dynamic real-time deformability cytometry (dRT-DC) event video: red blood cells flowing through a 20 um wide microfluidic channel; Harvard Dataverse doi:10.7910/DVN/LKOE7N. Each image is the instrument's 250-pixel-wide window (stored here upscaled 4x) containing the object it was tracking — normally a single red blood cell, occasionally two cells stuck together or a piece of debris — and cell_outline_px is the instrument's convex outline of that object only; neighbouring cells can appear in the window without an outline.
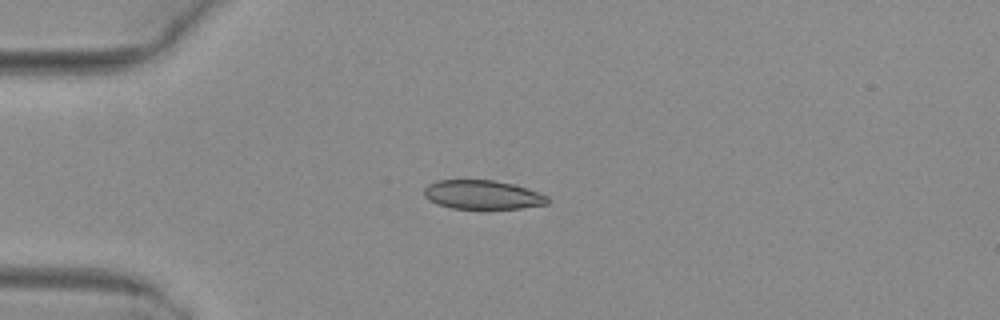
{"species": "common noctule bat (a hibernating species)", "species_latin": "Nyctalus noctula", "temperature_condition": "warm", "stored_images_in_passage": 6, "camera_frame_rate_fps": 3000, "um_per_image_px": 0.085, "animal": {"sex": "female", "body_mass_g": 29.2, "forearm_length_mm": 56.3}, "frame": {"image": 1, "passage_image": 4, "time_ms": 1.0, "image_size_px": [1000, 320], "cell_outline_px": [[548, 204], [520, 208], [452, 208], [436, 204], [428, 200], [424, 196], [424, 188], [428, 184], [436, 180], [492, 180], [516, 184], [540, 192], [548, 196]], "centroid_in_image_um": [41.01, 16.54], "position_along_channel_um": 44.0, "area_um2": 20.98}}
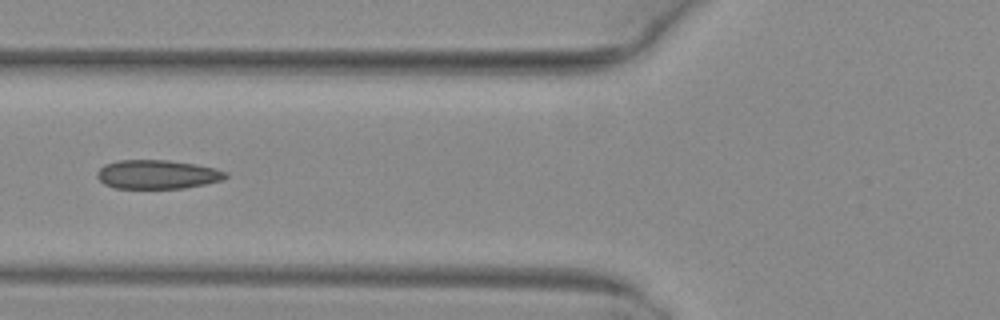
{"frame": {"image": 2, "passage_image": 6, "time_ms": 1.667, "image_size_px": [1000, 320], "cell_outline_px": [[228, 176], [224, 180], [184, 188], [116, 188], [104, 184], [96, 176], [96, 172], [104, 164], [120, 160], [168, 160], [196, 164], [216, 168], [228, 172]], "centroid_in_image_um": [13.39, 14.82], "position_along_channel_um": 112.4, "area_um2": 21.79}}